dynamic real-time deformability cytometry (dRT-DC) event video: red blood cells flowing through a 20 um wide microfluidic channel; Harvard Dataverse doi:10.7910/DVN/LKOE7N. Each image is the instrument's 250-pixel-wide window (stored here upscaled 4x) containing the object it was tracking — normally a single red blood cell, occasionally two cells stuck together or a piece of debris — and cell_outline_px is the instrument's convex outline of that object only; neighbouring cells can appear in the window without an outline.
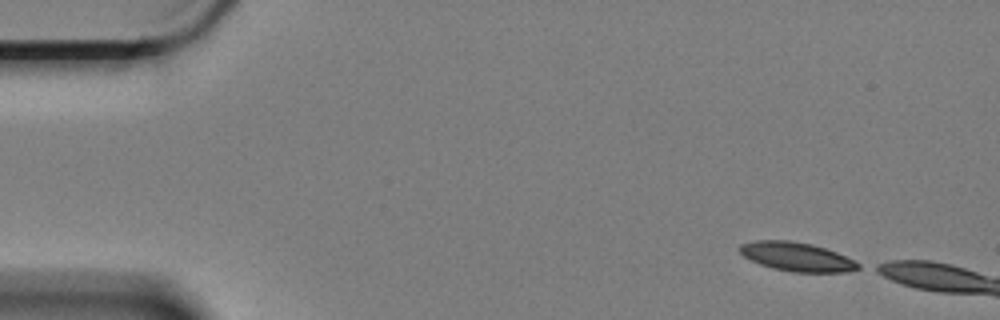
{"species": "Egyptian fruit bat (a non-hibernating species)", "species_latin": "Rousettus aegyptiacus", "temperature_condition": "cold", "stored_images_in_passage": 8, "camera_frame_rate_fps": 3000, "um_per_image_px": 0.085, "animal": {"sex": "female"}, "frame": {"image": 1, "passage_image": 1, "time_ms": 0.0, "image_size_px": [1000, 320], "cell_outline_px": [[860, 268], [844, 272], [792, 272], [772, 268], [760, 264], [744, 256], [740, 252], [740, 244], [756, 240], [788, 240], [812, 244], [836, 252], [860, 264]], "centroid_in_image_um": [67.7, 21.82], "position_along_channel_um": 17.3, "area_um2": 19.71}}